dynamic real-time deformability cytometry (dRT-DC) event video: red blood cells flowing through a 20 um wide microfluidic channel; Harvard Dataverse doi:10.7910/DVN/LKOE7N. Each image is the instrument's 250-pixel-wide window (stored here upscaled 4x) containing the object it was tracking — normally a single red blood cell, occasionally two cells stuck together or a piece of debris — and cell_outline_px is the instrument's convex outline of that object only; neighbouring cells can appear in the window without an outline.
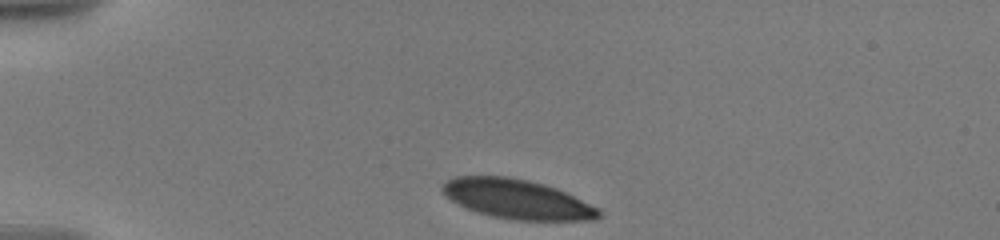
{"species": "human", "species_latin": "Homo sapiens", "temperature_condition": "warm", "stored_images_in_passage": 32, "camera_frame_rate_fps": 3000, "um_per_image_px": 0.085, "donor": {"sex": "male"}, "frame": {"image": 1, "passage_image": 1, "time_ms": 0.0, "image_size_px": [1000, 240], "cell_outline_px": [[600, 216], [592, 220], [516, 220], [496, 216], [480, 212], [468, 208], [452, 200], [440, 188], [448, 180], [456, 176], [508, 176], [528, 180], [544, 184], [556, 188], [600, 208]], "centroid_in_image_um": [44.0, 16.91], "position_along_channel_um": 41.0, "area_um2": 35.37}}
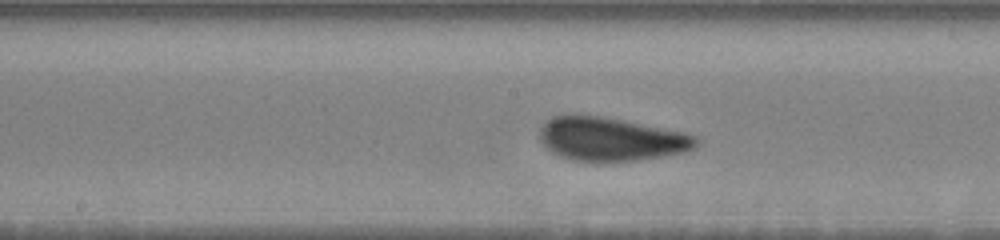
{"frame": {"image": 2, "passage_image": 19, "time_ms": 5.667, "image_size_px": [1000, 240], "cell_outline_px": [[700, 144], [684, 152], [664, 156], [636, 160], [572, 160], [560, 156], [552, 152], [540, 140], [540, 128], [544, 120], [552, 116], [576, 112], [624, 120], [684, 132], [696, 136], [700, 140]], "centroid_in_image_um": [51.9, 11.78], "position_along_channel_um": 196.3, "area_um2": 39.94}}
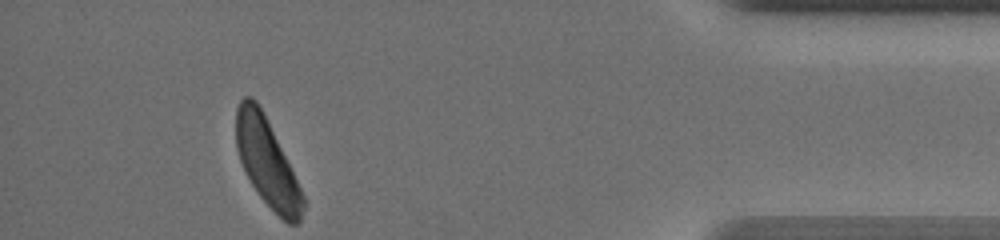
{"frame": {"image": 3, "passage_image": 32, "time_ms": 13.0, "image_size_px": [1000, 240], "cell_outline_px": [[304, 208], [300, 224], [288, 224], [260, 196], [252, 184], [240, 160], [236, 148], [236, 108], [240, 100], [244, 96], [252, 96], [256, 100], [304, 196]], "centroid_in_image_um": [22.68, 13.82], "position_along_channel_um": 412.5, "area_um2": 32.95}, "authors_computed_cell_mechanics": {"area_um2": 38.4659, "velocity_mm_per_s": 3.5442, "shape_relaxation_time_tau1_ms": 3.3238, "shape_relaxation_time_tau2_ms": null, "deformation_change_tau1": 0.1399, "deformation_change_tau2": null}}